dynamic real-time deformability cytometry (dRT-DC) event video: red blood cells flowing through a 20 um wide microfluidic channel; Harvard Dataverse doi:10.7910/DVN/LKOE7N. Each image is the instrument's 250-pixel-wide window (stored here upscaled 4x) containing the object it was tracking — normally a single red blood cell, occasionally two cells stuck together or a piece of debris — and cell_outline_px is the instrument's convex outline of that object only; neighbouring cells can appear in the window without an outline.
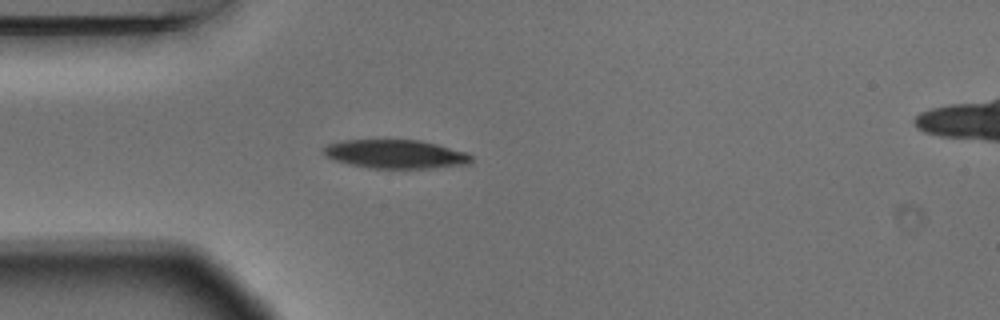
{"species": "Egyptian fruit bat (a non-hibernating species)", "species_latin": "Rousettus aegyptiacus", "temperature_condition": "warm", "stored_images_in_passage": 4, "camera_frame_rate_fps": 3000, "um_per_image_px": 0.085, "animal": {"sex": "male"}, "frame": {"image": 1, "passage_image": 3, "time_ms": 0.667, "image_size_px": [1000, 320], "cell_outline_px": [[472, 160], [468, 164], [432, 168], [372, 168], [352, 164], [336, 160], [324, 156], [324, 148], [328, 144], [344, 140], [420, 140], [468, 152], [472, 156]], "centroid_in_image_um": [33.66, 13.09], "position_along_channel_um": 51.3, "area_um2": 24.51}}